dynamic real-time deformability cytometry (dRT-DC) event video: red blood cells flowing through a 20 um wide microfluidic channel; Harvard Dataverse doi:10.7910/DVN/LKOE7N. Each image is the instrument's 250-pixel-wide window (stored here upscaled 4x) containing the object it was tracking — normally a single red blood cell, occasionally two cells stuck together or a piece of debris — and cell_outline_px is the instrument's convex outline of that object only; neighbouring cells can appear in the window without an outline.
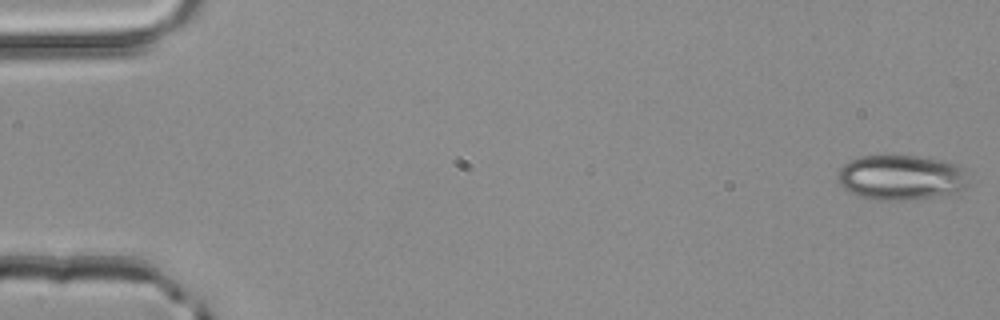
{"species": "common noctule bat (a hibernating species)", "species_latin": "Nyctalus noctula", "temperature_condition": "room temperature", "stored_images_in_passage": 51, "camera_frame_rate_fps": 3000, "um_per_image_px": 0.085, "animal": {"sex": "male", "body_mass_g": 20.4}, "frame": {"image": 1, "passage_image": 1, "time_ms": 0.0, "image_size_px": [1000, 320], "cell_outline_px": [[968, 184], [964, 188], [956, 192], [932, 196], [904, 200], [872, 200], [848, 192], [840, 184], [836, 176], [836, 172], [848, 160], [860, 156], [920, 156], [944, 160], [956, 164], [964, 168], [968, 172]], "centroid_in_image_um": [76.58, 15.07], "position_along_channel_um": 8.4, "area_um2": 34.68}}
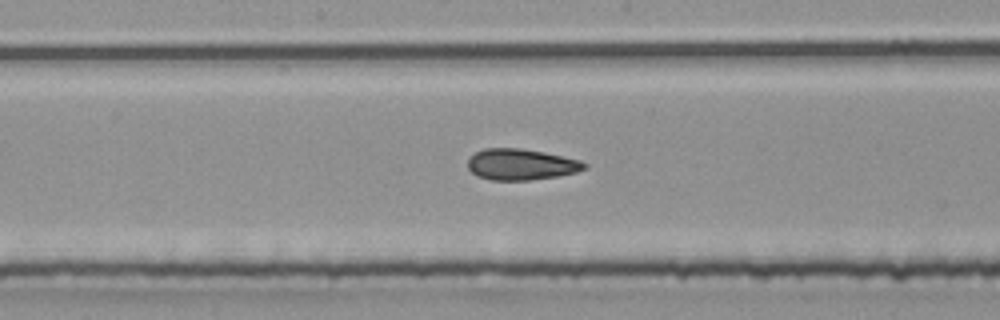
{"frame": {"image": 2, "passage_image": 27, "time_ms": 8.667, "image_size_px": [1000, 320], "cell_outline_px": [[588, 168], [576, 172], [556, 176], [528, 180], [492, 180], [476, 176], [468, 168], [468, 160], [476, 152], [484, 148], [520, 148], [544, 152], [580, 160], [588, 164]], "centroid_in_image_um": [44.3, 13.97], "position_along_channel_um": 203.9, "area_um2": 21.1}}
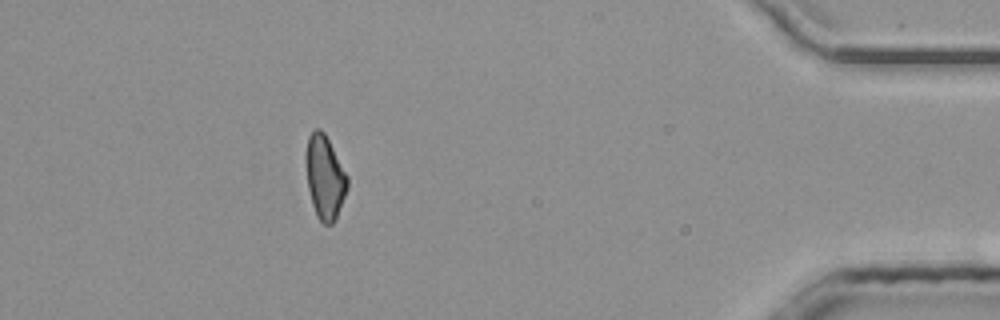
{"frame": {"image": 3, "passage_image": 46, "time_ms": 15.0, "image_size_px": [1000, 320], "cell_outline_px": [[348, 188], [336, 220], [332, 224], [324, 224], [316, 216], [312, 204], [308, 188], [304, 160], [304, 156], [308, 136], [316, 128], [320, 128], [324, 132], [348, 176]], "centroid_in_image_um": [27.59, 15.07], "position_along_channel_um": 407.6, "area_um2": 20.52}, "authors_computed_cell_mechanics": {"area_um2": 21.3282, "velocity_mm_per_s": 4.0879, "shape_relaxation_time_tau1_ms": null, "shape_relaxation_time_tau2_ms": 3.389, "deformation_change_tau1": null, "deformation_change_tau2": 0.1119}}